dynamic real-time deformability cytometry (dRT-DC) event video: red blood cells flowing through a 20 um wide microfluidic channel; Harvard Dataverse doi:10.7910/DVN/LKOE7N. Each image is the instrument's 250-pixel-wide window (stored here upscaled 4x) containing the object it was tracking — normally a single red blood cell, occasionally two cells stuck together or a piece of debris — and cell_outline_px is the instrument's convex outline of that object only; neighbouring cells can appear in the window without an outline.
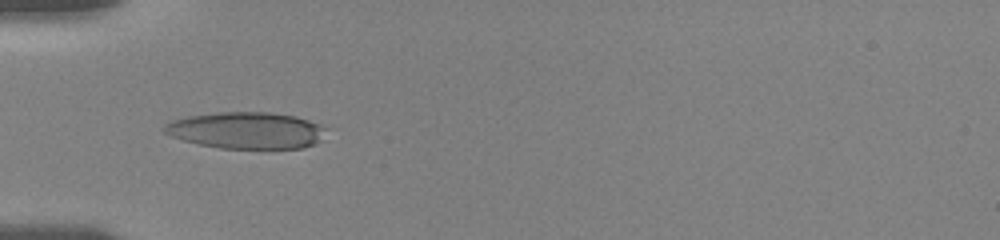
{"species": "human", "species_latin": "Homo sapiens", "temperature_condition": "room temperature", "stored_images_in_passage": 28, "camera_frame_rate_fps": 3000, "um_per_image_px": 0.085, "donor": {"sex": "female"}, "frame": {"image": 1, "passage_image": 4, "time_ms": 1.333, "image_size_px": [1000, 240], "cell_outline_px": [[324, 128], [320, 140], [316, 144], [304, 148], [220, 148], [200, 144], [184, 140], [172, 136], [164, 132], [160, 128], [164, 124], [172, 120], [188, 116], [220, 112], [272, 112], [296, 116], [320, 124]], "centroid_in_image_um": [20.92, 11.07], "position_along_channel_um": 64.1, "area_um2": 34.45}}
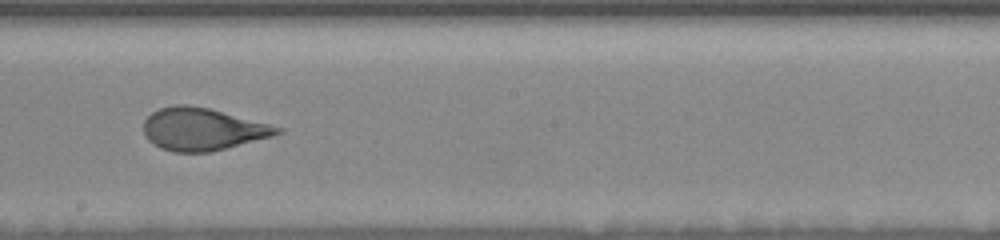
{"frame": {"image": 2, "passage_image": 12, "time_ms": 6.0, "image_size_px": [1000, 240], "cell_outline_px": [[284, 132], [272, 136], [212, 152], [172, 152], [160, 148], [148, 140], [144, 132], [144, 120], [152, 112], [160, 108], [176, 104], [188, 104], [208, 108], [284, 128]], "centroid_in_image_um": [17.2, 10.98], "position_along_channel_um": 231.0, "area_um2": 32.95}}
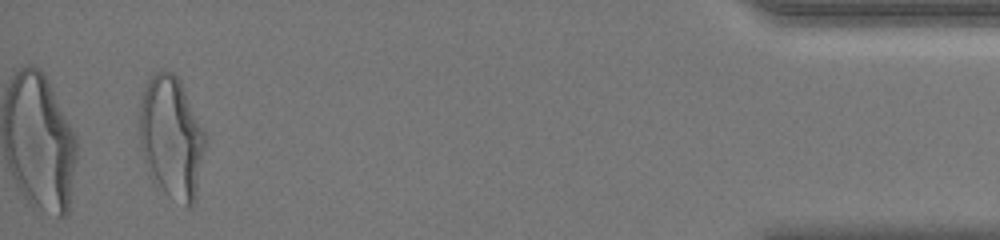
{"frame": {"image": 3, "passage_image": 26, "time_ms": 13.0, "image_size_px": [1000, 240], "cell_outline_px": [[208, 144], [196, 196], [192, 208], [188, 208], [168, 196], [152, 180], [148, 172], [140, 148], [140, 104], [144, 88], [148, 76], [156, 72], [172, 72], [180, 80], [208, 136]], "centroid_in_image_um": [14.61, 11.72], "position_along_channel_um": 420.6, "area_um2": 47.86}, "authors_computed_cell_mechanics": {"area_um2": 34.4488, "velocity_mm_per_s": 3.6337, "shape_relaxation_time_tau1_ms": 5.2628, "shape_relaxation_time_tau2_ms": 0.8147, "deformation_change_tau1": 0.1875, "deformation_change_tau2": 0.0682}}